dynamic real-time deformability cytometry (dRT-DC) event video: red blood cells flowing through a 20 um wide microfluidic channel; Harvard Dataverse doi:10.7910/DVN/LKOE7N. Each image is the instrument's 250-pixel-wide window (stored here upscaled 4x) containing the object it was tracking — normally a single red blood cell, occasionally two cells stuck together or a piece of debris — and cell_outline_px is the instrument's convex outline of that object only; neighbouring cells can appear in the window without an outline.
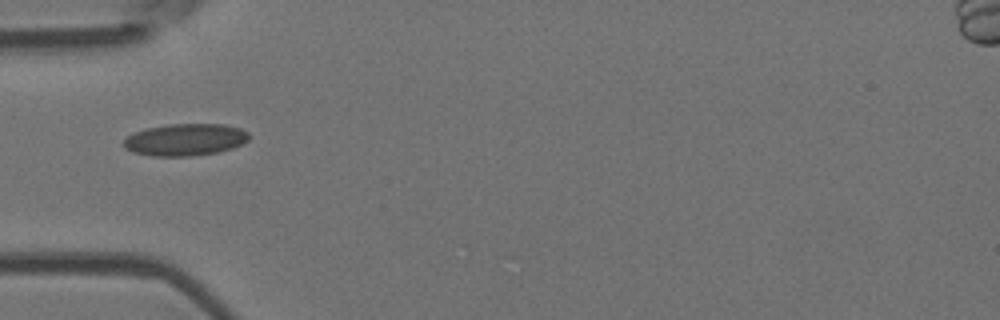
{"species": "Egyptian fruit bat (a non-hibernating species)", "species_latin": "Rousettus aegyptiacus", "temperature_condition": "room temperature", "stored_images_in_passage": 21, "camera_frame_rate_fps": 3000, "um_per_image_px": 0.085, "animal": {"sex": "female"}, "frame": {"image": 1, "passage_image": 1, "time_ms": 0.0, "image_size_px": [1000, 320], "cell_outline_px": [[248, 140], [232, 148], [216, 152], [192, 156], [152, 156], [132, 152], [124, 148], [124, 140], [128, 136], [136, 132], [148, 128], [172, 124], [224, 124], [240, 128], [248, 132]], "centroid_in_image_um": [15.74, 11.88], "position_along_channel_um": 69.3, "area_um2": 23.18}}